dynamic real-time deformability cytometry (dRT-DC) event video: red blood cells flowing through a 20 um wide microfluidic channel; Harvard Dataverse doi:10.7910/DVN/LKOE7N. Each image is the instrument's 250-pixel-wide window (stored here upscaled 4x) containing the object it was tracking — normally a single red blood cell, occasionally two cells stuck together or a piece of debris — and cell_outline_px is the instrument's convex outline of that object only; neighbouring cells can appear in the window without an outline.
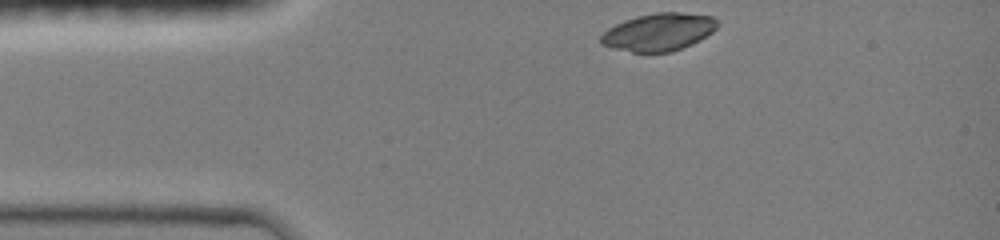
{"species": "common noctule bat (a hibernating species)", "species_latin": "Nyctalus noctula", "temperature_condition": "room temperature", "stored_images_in_passage": 49, "camera_frame_rate_fps": 3000, "um_per_image_px": 0.085, "animal": {"sex": "female", "body_mass_g": 19.0, "forearm_length_mm": 51.5}, "frame": {"image": 1, "passage_image": 1, "time_ms": 0.0, "image_size_px": [1000, 240], "cell_outline_px": [[720, 24], [712, 32], [692, 44], [672, 52], [632, 52], [612, 48], [600, 44], [600, 36], [608, 28], [624, 20], [636, 16], [656, 12], [680, 12], [712, 16]], "centroid_in_image_um": [55.98, 2.72], "position_along_channel_um": 29.0, "area_um2": 25.61}}
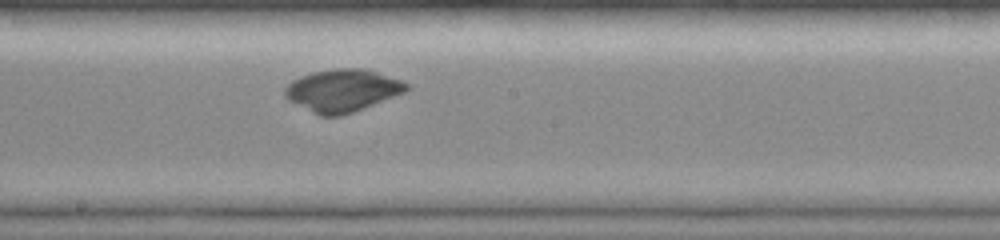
{"frame": {"image": 2, "passage_image": 34, "time_ms": 5.667, "image_size_px": [1000, 240], "cell_outline_px": [[408, 88], [404, 92], [352, 112], [340, 116], [320, 116], [288, 100], [284, 96], [284, 88], [292, 80], [300, 76], [312, 72], [336, 68], [364, 68], [404, 80], [408, 84]], "centroid_in_image_um": [29.08, 7.67], "position_along_channel_um": 219.1, "area_um2": 29.94}}
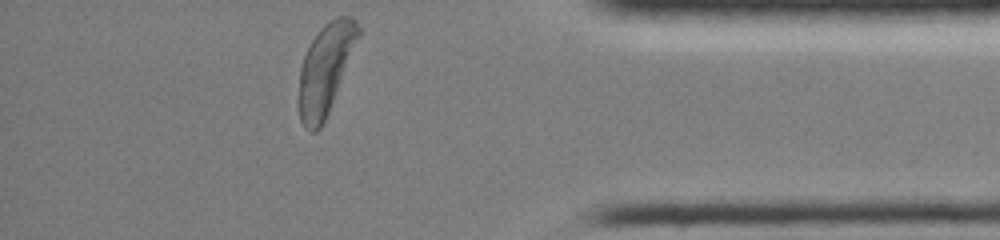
{"frame": {"image": 3, "passage_image": 49, "time_ms": 10.667, "image_size_px": [1000, 240], "cell_outline_px": [[360, 36], [328, 112], [320, 128], [316, 132], [308, 132], [304, 128], [300, 120], [296, 100], [300, 68], [304, 56], [312, 40], [320, 28], [324, 24], [336, 16], [352, 16], [356, 20], [360, 28]], "centroid_in_image_um": [27.62, 5.89], "position_along_channel_um": 407.6, "area_um2": 31.44}, "authors_computed_cell_mechanics": {"area_um2": 29.8826, "velocity_mm_per_s": 4.0893, "shape_relaxation_time_tau1_ms": 8.346, "shape_relaxation_time_tau2_ms": null, "deformation_change_tau1": 0.4486, "deformation_change_tau2": null}}